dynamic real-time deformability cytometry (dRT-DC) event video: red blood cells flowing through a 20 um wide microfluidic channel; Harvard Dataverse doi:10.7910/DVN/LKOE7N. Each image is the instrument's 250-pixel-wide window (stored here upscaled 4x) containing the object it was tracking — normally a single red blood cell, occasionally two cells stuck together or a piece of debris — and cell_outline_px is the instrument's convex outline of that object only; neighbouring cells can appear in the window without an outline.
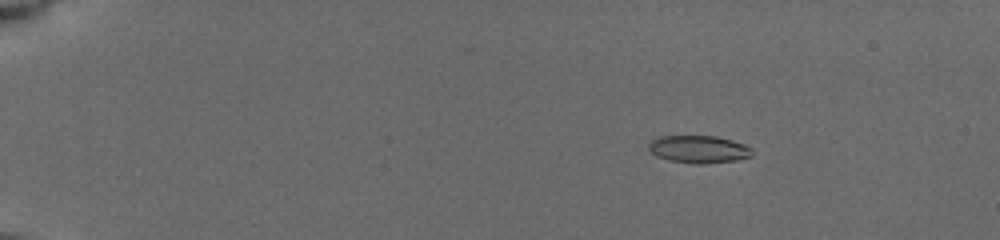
{"species": "common noctule bat (a hibernating species)", "species_latin": "Nyctalus noctula", "temperature_condition": "cold", "stored_images_in_passage": 34, "camera_frame_rate_fps": 3000, "um_per_image_px": 0.085, "animal": {"sex": "female", "body_mass_g": 19.5, "forearm_length_mm": 54.1}, "frame": {"image": 1, "passage_image": 2, "time_ms": 0.667, "image_size_px": [1000, 240], "cell_outline_px": [[756, 152], [752, 156], [736, 160], [704, 164], [696, 164], [668, 160], [656, 156], [648, 148], [648, 144], [652, 140], [660, 136], [716, 136], [732, 140], [744, 144], [752, 148]], "centroid_in_image_um": [59.43, 12.69], "position_along_channel_um": 25.6, "area_um2": 16.76}}
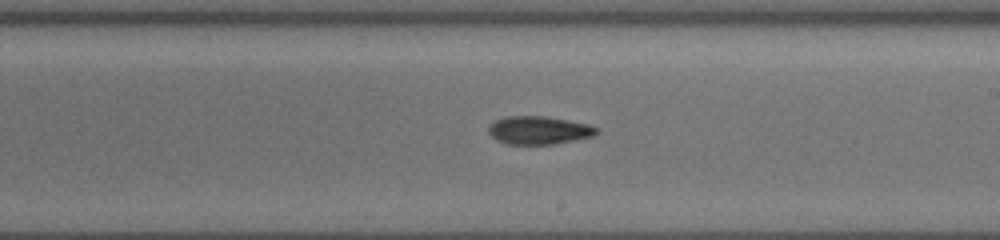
{"frame": {"image": 2, "passage_image": 21, "time_ms": 9.0, "image_size_px": [1000, 240], "cell_outline_px": [[600, 132], [592, 136], [552, 144], [508, 144], [496, 140], [488, 132], [488, 128], [496, 120], [504, 116], [544, 116], [568, 120], [588, 124], [600, 128]], "centroid_in_image_um": [45.81, 11.06], "position_along_channel_um": 243.2, "area_um2": 17.63}}
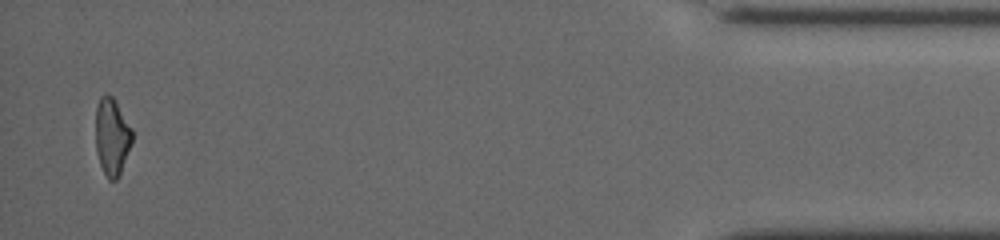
{"frame": {"image": 3, "passage_image": 34, "time_ms": 15.333, "image_size_px": [1000, 240], "cell_outline_px": [[132, 140], [120, 176], [116, 180], [108, 180], [100, 164], [96, 152], [96, 108], [100, 96], [112, 96], [116, 100], [132, 128]], "centroid_in_image_um": [9.52, 11.63], "position_along_channel_um": 425.7, "area_um2": 16.47}, "authors_computed_cell_mechanics": {"area_um2": 17.2822, "velocity_mm_per_s": 3.9396, "shape_relaxation_time_tau1_ms": 3.491, "shape_relaxation_time_tau2_ms": 4.4696, "deformation_change_tau1": 0.1204, "deformation_change_tau2": 0.1181}}